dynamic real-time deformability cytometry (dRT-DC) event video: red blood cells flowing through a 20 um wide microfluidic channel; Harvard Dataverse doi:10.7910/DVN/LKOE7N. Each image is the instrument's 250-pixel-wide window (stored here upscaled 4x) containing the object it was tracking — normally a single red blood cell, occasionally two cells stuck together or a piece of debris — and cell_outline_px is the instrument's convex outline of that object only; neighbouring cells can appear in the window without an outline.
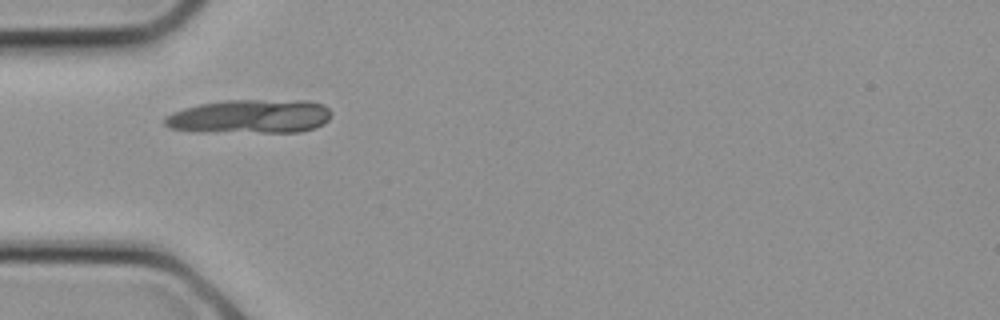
{"species": "common noctule bat (a hibernating species)", "species_latin": "Nyctalus noctula", "temperature_condition": "cold", "stored_images_in_passage": 7, "camera_frame_rate_fps": 3000, "um_per_image_px": 0.085, "animal": {"sex": "female", "body_mass_g": 21.9}, "frame": {"image": 1, "passage_image": 1, "time_ms": 0.0, "image_size_px": [1000, 320], "cell_outline_px": [[332, 116], [324, 124], [316, 128], [300, 132], [192, 132], [168, 128], [164, 124], [164, 116], [172, 112], [184, 108], [200, 104], [224, 100], [308, 100], [324, 104], [332, 112]], "centroid_in_image_um": [21.26, 9.9], "position_along_channel_um": 63.7, "area_um2": 33.64}}
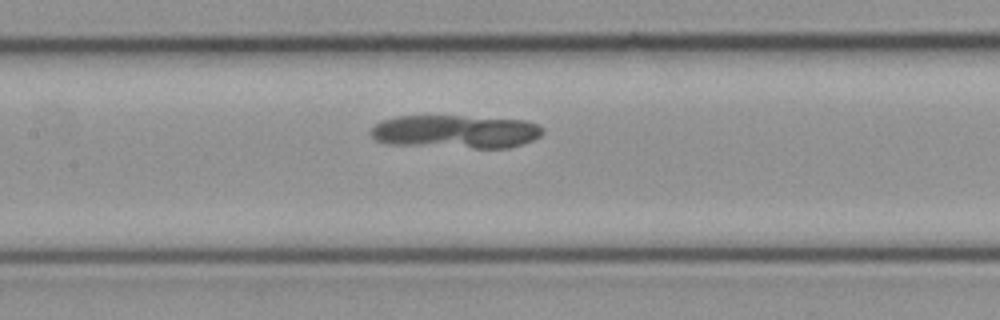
{"frame": {"image": 2, "passage_image": 5, "time_ms": 1.333, "image_size_px": [1000, 320], "cell_outline_px": [[544, 132], [540, 136], [524, 144], [508, 148], [472, 148], [384, 144], [376, 140], [368, 132], [376, 124], [384, 120], [396, 116], [460, 116], [524, 120], [536, 124], [544, 128]], "centroid_in_image_um": [38.72, 11.2], "position_along_channel_um": 168.7, "area_um2": 33.58}}
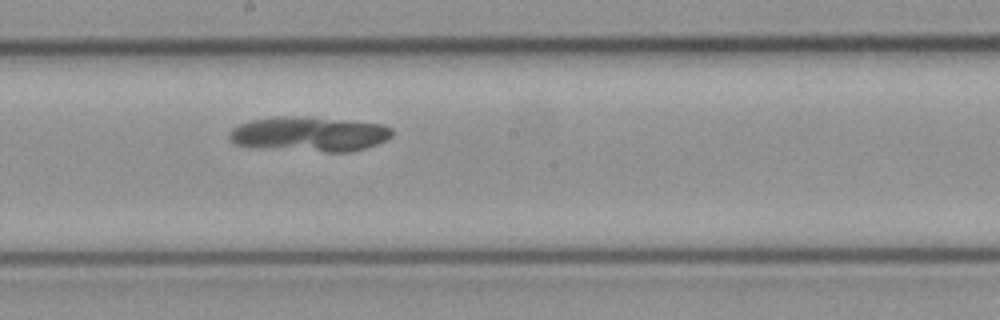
{"frame": {"image": 3, "passage_image": 7, "time_ms": 2.0, "image_size_px": [1000, 320], "cell_outline_px": [[392, 136], [376, 144], [364, 148], [348, 152], [324, 152], [248, 148], [232, 144], [228, 136], [228, 132], [232, 128], [240, 124], [252, 120], [276, 116], [312, 116], [384, 124], [392, 128]], "centroid_in_image_um": [26.22, 11.4], "position_along_channel_um": 222.0, "area_um2": 33.87}}